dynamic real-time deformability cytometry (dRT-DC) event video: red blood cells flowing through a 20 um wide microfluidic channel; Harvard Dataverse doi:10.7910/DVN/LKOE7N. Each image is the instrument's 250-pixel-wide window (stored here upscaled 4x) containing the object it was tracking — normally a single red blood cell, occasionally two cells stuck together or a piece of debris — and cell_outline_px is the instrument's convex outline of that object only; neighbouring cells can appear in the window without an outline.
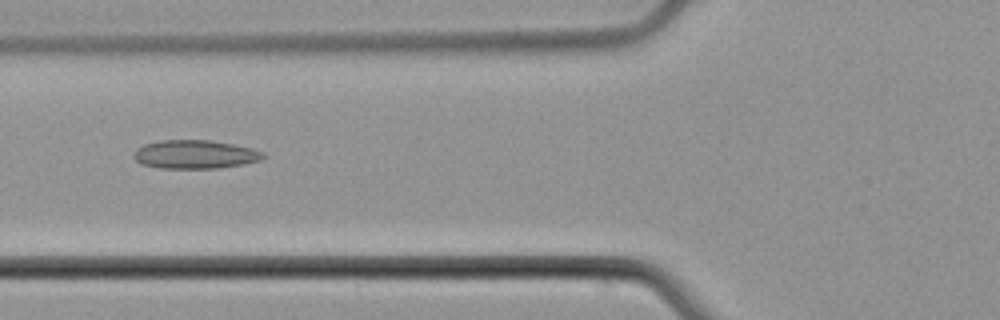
{"species": "common noctule bat (a hibernating species)", "species_latin": "Nyctalus noctula", "temperature_condition": "cold", "stored_images_in_passage": 4, "camera_frame_rate_fps": 3000, "um_per_image_px": 0.085, "animal": {"sex": "male", "body_mass_g": 21.5, "forearm_length_mm": 52.0}, "frame": {"image": 1, "passage_image": 2, "time_ms": 1.333, "image_size_px": [1000, 320], "cell_outline_px": [[268, 156], [260, 160], [244, 164], [216, 168], [160, 168], [140, 164], [132, 156], [144, 144], [160, 140], [212, 140], [252, 148], [264, 152]], "centroid_in_image_um": [16.61, 13.12], "position_along_channel_um": 109.2, "area_um2": 21.56}}
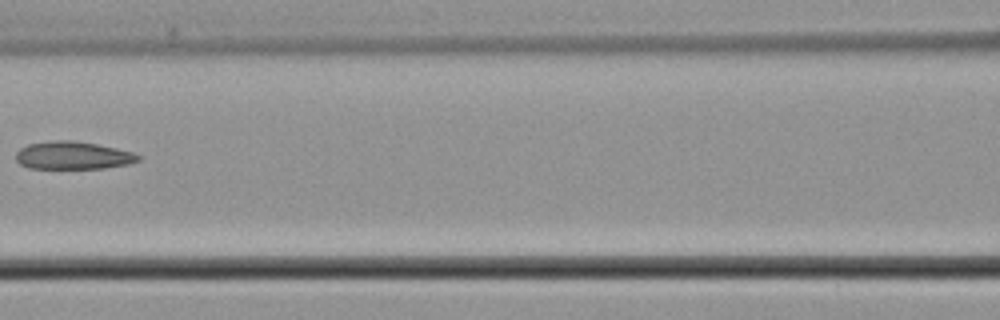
{"frame": {"image": 2, "passage_image": 3, "time_ms": 2.667, "image_size_px": [1000, 320], "cell_outline_px": [[144, 156], [140, 160], [128, 164], [104, 168], [28, 168], [20, 164], [16, 160], [16, 152], [20, 148], [28, 144], [56, 140], [72, 140], [96, 144], [116, 148], [132, 152]], "centroid_in_image_um": [6.21, 13.21], "position_along_channel_um": 160.4, "area_um2": 19.83}}
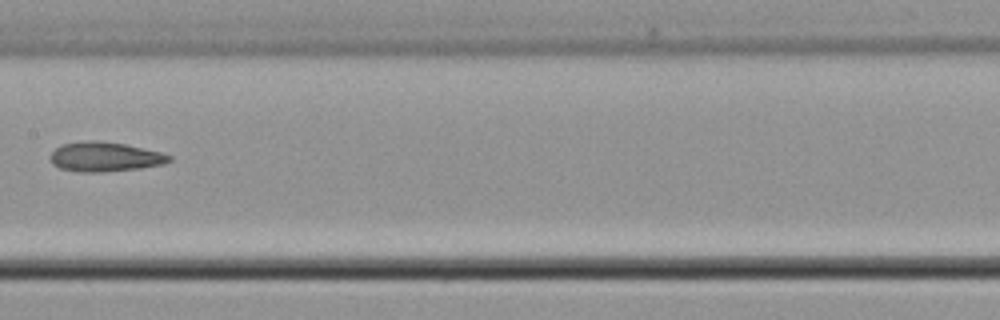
{"frame": {"image": 3, "passage_image": 4, "time_ms": 3.667, "image_size_px": [1000, 320], "cell_outline_px": [[172, 160], [164, 164], [140, 168], [100, 172], [80, 172], [60, 168], [52, 164], [48, 156], [56, 148], [64, 144], [84, 140], [96, 140], [124, 144], [160, 152], [172, 156]], "centroid_in_image_um": [8.89, 13.33], "position_along_channel_um": 198.5, "area_um2": 20.46}}